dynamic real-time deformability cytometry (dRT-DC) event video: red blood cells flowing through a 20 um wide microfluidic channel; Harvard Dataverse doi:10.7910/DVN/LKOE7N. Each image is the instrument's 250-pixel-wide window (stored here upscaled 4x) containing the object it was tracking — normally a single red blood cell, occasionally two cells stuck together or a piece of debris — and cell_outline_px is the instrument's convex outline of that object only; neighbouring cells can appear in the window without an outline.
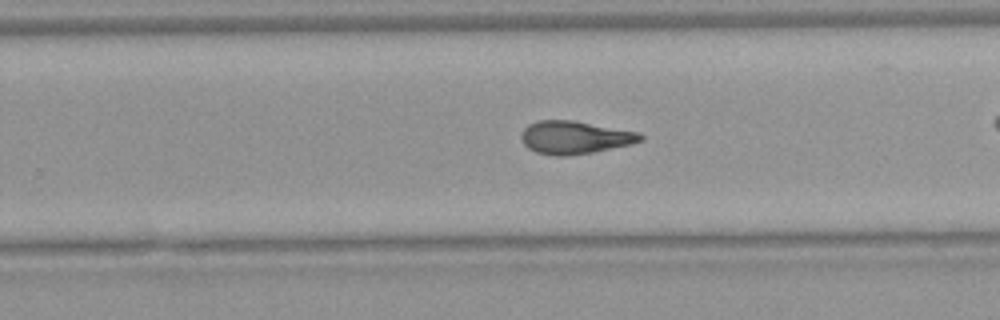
{"species": "Egyptian fruit bat (a non-hibernating species)", "species_latin": "Rousettus aegyptiacus", "temperature_condition": "warm", "stored_images_in_passage": 27, "camera_frame_rate_fps": 3000, "um_per_image_px": 0.085, "animal": {"sex": "female"}, "frame": {"image": 1, "passage_image": 20, "time_ms": 6.333, "image_size_px": [1000, 320], "cell_outline_px": [[644, 140], [632, 144], [592, 152], [568, 156], [552, 156], [536, 152], [528, 148], [524, 144], [520, 136], [524, 128], [528, 124], [536, 120], [572, 120], [640, 132], [644, 136]], "centroid_in_image_um": [48.85, 11.68], "position_along_channel_um": 280.9, "area_um2": 23.06}}
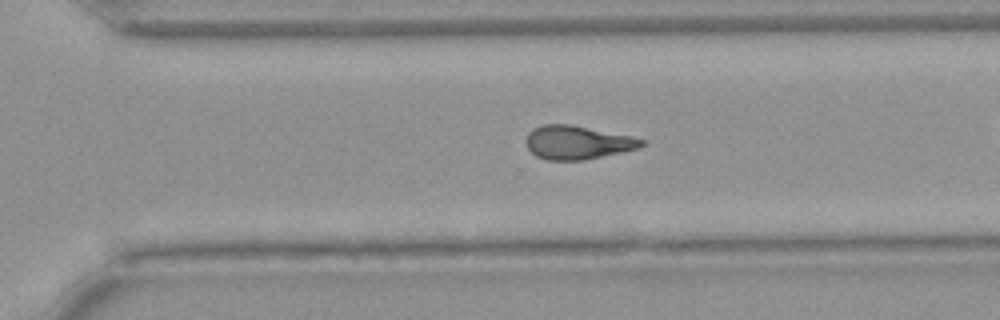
{"frame": {"image": 2, "passage_image": 23, "time_ms": 7.333, "image_size_px": [1000, 320], "cell_outline_px": [[644, 144], [640, 148], [584, 160], [548, 160], [536, 156], [528, 148], [524, 140], [528, 132], [532, 128], [540, 124], [568, 124], [632, 136], [644, 140]], "centroid_in_image_um": [49.04, 12.1], "position_along_channel_um": 321.6, "area_um2": 22.66}}